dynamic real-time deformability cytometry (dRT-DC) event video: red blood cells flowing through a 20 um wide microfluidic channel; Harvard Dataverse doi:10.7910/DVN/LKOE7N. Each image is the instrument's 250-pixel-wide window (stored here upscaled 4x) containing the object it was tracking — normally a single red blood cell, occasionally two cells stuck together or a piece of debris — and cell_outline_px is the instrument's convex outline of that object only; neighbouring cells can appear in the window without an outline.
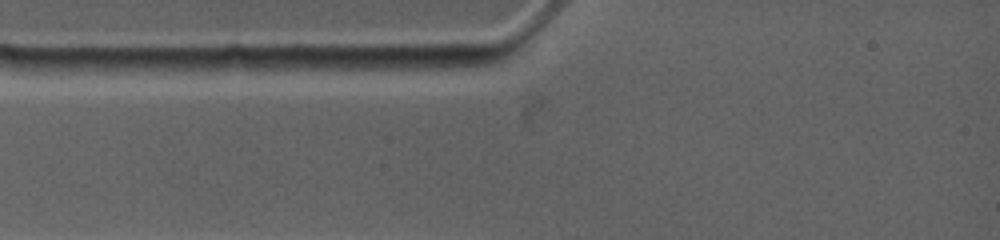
{"species": "common noctule bat (a hibernating species)", "species_latin": "Nyctalus noctula", "temperature_condition": "warm", "stored_images_in_passage": 1, "camera_frame_rate_fps": 4500, "um_per_image_px": 0.085, "animal": {"sex": "female", "body_mass_g": 19.0, "forearm_length_mm": 53.3}, "frame": {"image": 1, "passage_image": 1, "time_ms": 0.0, "image_size_px": [1000, 240], "cell_outline_px": [[496, 60], [492, 64], [448, 72], [444, 72], [360, 68], [364, 64], [376, 56], [480, 56]], "centroid_in_image_um": [36.32, 5.36], "position_along_channel_um": 48.7, "area_um2": 12.08}}